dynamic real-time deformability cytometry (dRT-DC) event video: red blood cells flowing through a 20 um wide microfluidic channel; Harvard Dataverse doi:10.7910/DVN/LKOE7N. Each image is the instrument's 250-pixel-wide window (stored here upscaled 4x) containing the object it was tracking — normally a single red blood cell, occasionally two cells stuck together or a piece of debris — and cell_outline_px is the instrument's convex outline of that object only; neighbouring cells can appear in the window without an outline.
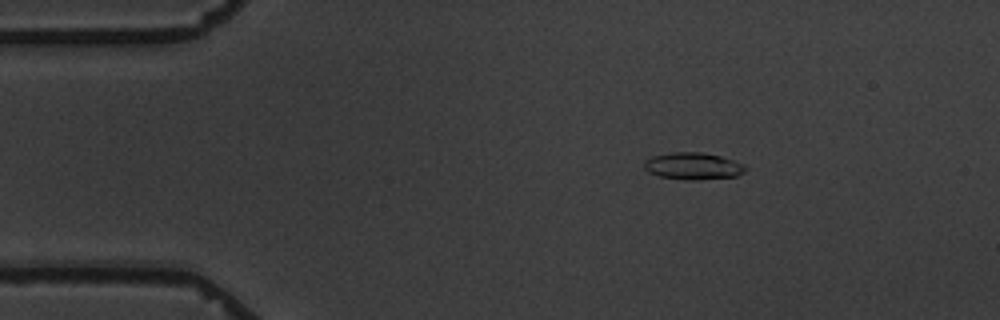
{"species": "common noctule bat (a hibernating species)", "species_latin": "Nyctalus noctula", "temperature_condition": "warm", "stored_images_in_passage": 4, "camera_frame_rate_fps": 3000, "um_per_image_px": 0.085, "animal": {"sex": "male", "body_mass_g": 19.5, "forearm_length_mm": 54.6}, "frame": {"image": 1, "passage_image": 2, "time_ms": 1.333, "image_size_px": [1000, 320], "cell_outline_px": [[748, 168], [744, 172], [736, 176], [696, 180], [688, 180], [660, 176], [648, 172], [644, 168], [644, 160], [652, 156], [672, 152], [700, 152], [720, 156], [744, 164]], "centroid_in_image_um": [58.9, 14.11], "position_along_channel_um": 26.1, "area_um2": 15.9}}